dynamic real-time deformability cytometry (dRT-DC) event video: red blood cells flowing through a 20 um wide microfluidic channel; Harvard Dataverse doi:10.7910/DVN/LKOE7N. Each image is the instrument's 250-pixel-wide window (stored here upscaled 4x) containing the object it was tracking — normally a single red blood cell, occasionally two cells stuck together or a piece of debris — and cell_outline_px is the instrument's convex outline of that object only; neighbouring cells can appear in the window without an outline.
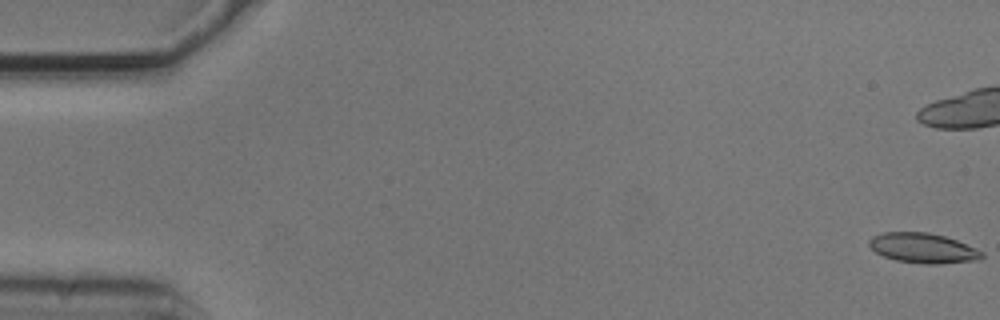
{"species": "common noctule bat (a hibernating species)", "species_latin": "Nyctalus noctula", "temperature_condition": "cold", "stored_images_in_passage": 34, "camera_frame_rate_fps": 3000, "um_per_image_px": 0.085, "animal": {"sex": "male", "body_mass_g": 20.5, "forearm_length_mm": 52.5}, "frame": {"image": 1, "passage_image": 1, "time_ms": 0.0, "image_size_px": [1000, 320], "cell_outline_px": [[984, 256], [980, 260], [936, 264], [924, 264], [896, 260], [884, 256], [876, 252], [868, 244], [868, 240], [872, 236], [884, 232], [928, 232], [944, 236], [956, 240], [984, 252]], "centroid_in_image_um": [78.46, 21.09], "position_along_channel_um": 6.5, "area_um2": 19.65}}